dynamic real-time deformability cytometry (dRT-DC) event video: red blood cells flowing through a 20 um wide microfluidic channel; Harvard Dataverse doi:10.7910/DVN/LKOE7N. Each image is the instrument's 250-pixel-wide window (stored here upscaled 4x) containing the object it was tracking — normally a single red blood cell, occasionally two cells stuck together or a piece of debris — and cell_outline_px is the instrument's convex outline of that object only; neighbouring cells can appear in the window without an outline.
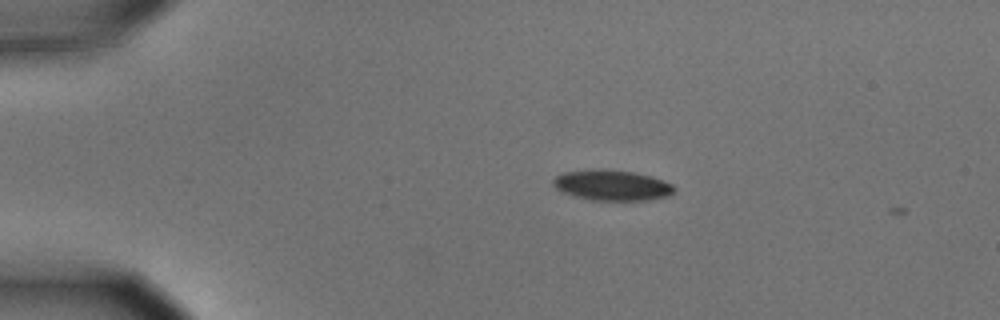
{"species": "common noctule bat (a hibernating species)", "species_latin": "Nyctalus noctula", "temperature_condition": "cold", "stored_images_in_passage": 2, "camera_frame_rate_fps": 3000, "um_per_image_px": 0.085, "animal": {"sex": "male", "body_mass_g": 15.6}, "frame": {"image": 1, "passage_image": 1, "time_ms": 0.0, "image_size_px": [1000, 320], "cell_outline_px": [[676, 192], [668, 196], [648, 200], [592, 200], [576, 196], [564, 192], [556, 188], [552, 184], [552, 180], [560, 172], [592, 168], [600, 168], [632, 172], [652, 176], [672, 184], [676, 188]], "centroid_in_image_um": [52.01, 15.73], "position_along_channel_um": 33.0, "area_um2": 21.79}}